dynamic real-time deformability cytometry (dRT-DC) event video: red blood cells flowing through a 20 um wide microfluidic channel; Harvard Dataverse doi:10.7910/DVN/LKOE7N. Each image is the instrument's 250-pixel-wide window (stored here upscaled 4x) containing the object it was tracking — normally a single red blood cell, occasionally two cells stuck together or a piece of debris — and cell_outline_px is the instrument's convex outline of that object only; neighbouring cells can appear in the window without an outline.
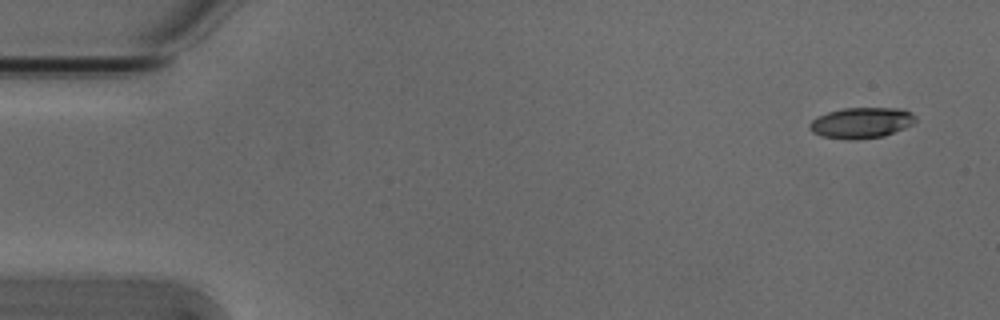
{"species": "Egyptian fruit bat (a non-hibernating species)", "species_latin": "Rousettus aegyptiacus", "temperature_condition": "cold", "stored_images_in_passage": 14, "camera_frame_rate_fps": 3000, "um_per_image_px": 0.085, "animal": {"sex": "male"}, "frame": {"image": 1, "passage_image": 1, "time_ms": 0.0, "image_size_px": [1000, 320], "cell_outline_px": [[916, 120], [912, 124], [904, 128], [884, 136], [856, 140], [848, 140], [820, 136], [812, 132], [808, 128], [808, 124], [816, 116], [828, 112], [844, 108], [904, 108], [912, 112], [916, 116]], "centroid_in_image_um": [73.2, 10.44], "position_along_channel_um": 11.8, "area_um2": 19.31}}
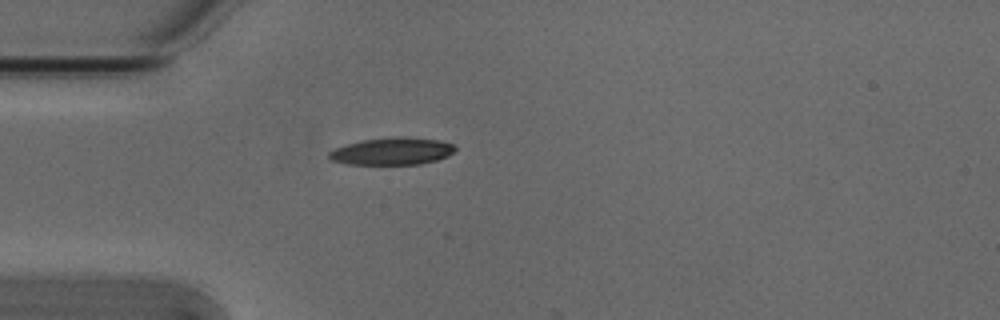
{"frame": {"image": 2, "passage_image": 13, "time_ms": 4.0, "image_size_px": [1000, 320], "cell_outline_px": [[456, 148], [448, 156], [436, 160], [420, 164], [348, 164], [332, 160], [328, 156], [328, 152], [336, 148], [360, 140], [392, 136], [404, 136], [440, 140], [452, 144]], "centroid_in_image_um": [33.33, 12.84], "position_along_channel_um": 51.7, "area_um2": 20.06}}